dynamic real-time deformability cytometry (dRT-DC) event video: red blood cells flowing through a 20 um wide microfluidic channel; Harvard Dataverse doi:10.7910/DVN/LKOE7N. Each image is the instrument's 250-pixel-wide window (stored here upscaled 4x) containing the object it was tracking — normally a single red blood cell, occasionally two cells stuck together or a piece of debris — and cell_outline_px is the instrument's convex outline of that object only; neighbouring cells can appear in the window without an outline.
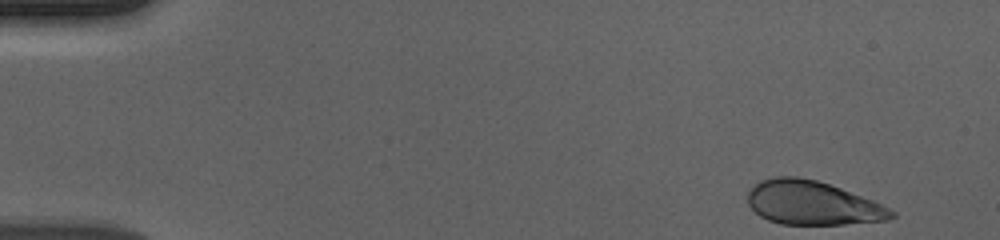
{"species": "human", "species_latin": "Homo sapiens", "temperature_condition": "cold", "stored_images_in_passage": 45, "camera_frame_rate_fps": 3000, "um_per_image_px": 0.085, "donor": {"sex": "male"}, "frame": {"image": 1, "passage_image": 1, "time_ms": 0.0, "image_size_px": [1000, 240], "cell_outline_px": [[896, 216], [888, 220], [844, 224], [780, 224], [768, 220], [760, 216], [748, 204], [748, 192], [760, 180], [776, 176], [796, 176], [816, 180], [840, 188], [872, 200], [896, 212]], "centroid_in_image_um": [69.04, 17.25], "position_along_channel_um": 16.0, "area_um2": 36.47}}
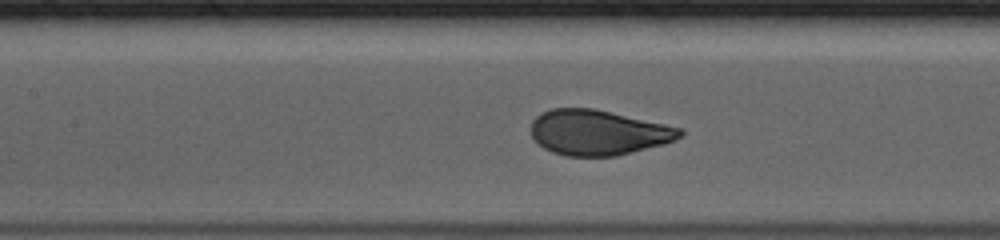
{"frame": {"image": 2, "passage_image": 23, "time_ms": 7.333, "image_size_px": [1000, 240], "cell_outline_px": [[684, 132], [680, 136], [664, 144], [616, 156], [564, 156], [552, 152], [544, 148], [532, 136], [532, 120], [540, 112], [552, 108], [592, 108], [684, 128]], "centroid_in_image_um": [50.83, 11.26], "position_along_channel_um": 156.6, "area_um2": 39.13}}
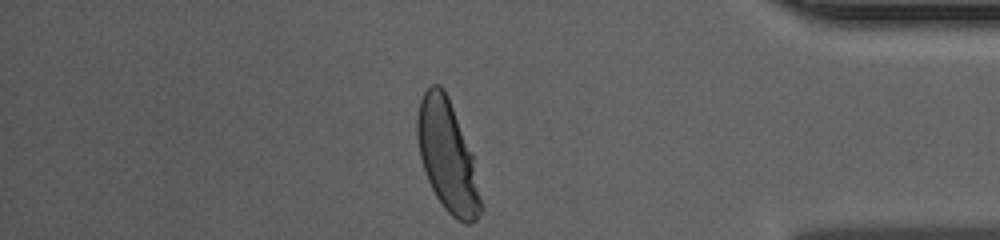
{"frame": {"image": 3, "passage_image": 45, "time_ms": 14.667, "image_size_px": [1000, 240], "cell_outline_px": [[484, 208], [476, 220], [472, 224], [464, 224], [456, 220], [444, 208], [436, 196], [428, 180], [420, 156], [416, 132], [416, 116], [420, 100], [424, 92], [432, 84], [440, 84], [444, 88], [448, 96], [472, 152]], "centroid_in_image_um": [38.05, 13.3], "position_along_channel_um": 397.1, "area_um2": 41.44}, "authors_computed_cell_mechanics": {"area_um2": 39.6508, "velocity_mm_per_s": 3.6544, "shape_relaxation_time_tau1_ms": 3.2054, "shape_relaxation_time_tau2_ms": null, "deformation_change_tau1": 0.1498, "deformation_change_tau2": null}}